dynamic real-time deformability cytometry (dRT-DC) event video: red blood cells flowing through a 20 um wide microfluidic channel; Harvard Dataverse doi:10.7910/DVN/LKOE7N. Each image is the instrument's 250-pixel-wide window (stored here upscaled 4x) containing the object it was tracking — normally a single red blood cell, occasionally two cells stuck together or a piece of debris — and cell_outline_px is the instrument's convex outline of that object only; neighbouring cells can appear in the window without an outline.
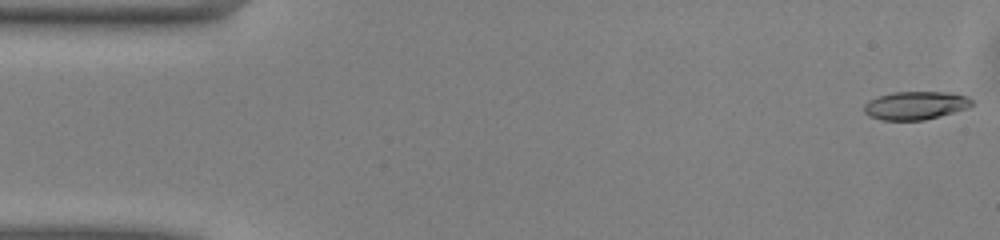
{"species": "common noctule bat (a hibernating species)", "species_latin": "Nyctalus noctula", "temperature_condition": "warm", "stored_images_in_passage": 49, "camera_frame_rate_fps": 3000, "um_per_image_px": 0.085, "animal": {"sex": "male", "body_mass_g": 13.0, "forearm_length_mm": 53.1}, "frame": {"image": 1, "passage_image": 1, "time_ms": 0.0, "image_size_px": [1000, 240], "cell_outline_px": [[976, 104], [968, 108], [924, 120], [880, 120], [868, 116], [864, 112], [864, 104], [868, 100], [892, 92], [956, 92], [968, 96]], "centroid_in_image_um": [77.85, 8.95], "position_along_channel_um": 7.1, "area_um2": 17.98}}
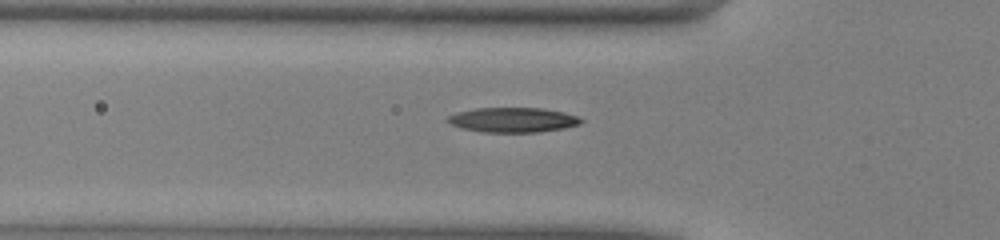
{"frame": {"image": 2, "passage_image": 16, "time_ms": 5.0, "image_size_px": [1000, 240], "cell_outline_px": [[584, 120], [580, 124], [564, 128], [540, 132], [480, 132], [464, 128], [452, 124], [444, 120], [448, 116], [456, 112], [476, 108], [544, 108], [564, 112], [576, 116]], "centroid_in_image_um": [43.6, 10.19], "position_along_channel_um": 82.2, "area_um2": 19.31}}
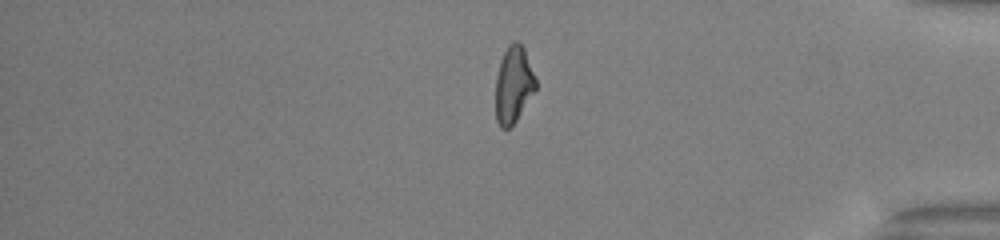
{"frame": {"image": 3, "passage_image": 41, "time_ms": 13.333, "image_size_px": [1000, 240], "cell_outline_px": [[536, 88], [516, 120], [508, 128], [500, 128], [496, 120], [496, 76], [500, 60], [508, 44], [512, 40], [516, 40], [524, 48], [536, 80]], "centroid_in_image_um": [43.63, 7.17], "position_along_channel_um": 391.6, "area_um2": 17.74}, "authors_computed_cell_mechanics": {"area_um2": 18.5538, "velocity_mm_per_s": 4.1018, "shape_relaxation_time_tau1_ms": 6.2321, "shape_relaxation_time_tau2_ms": 10.8602, "deformation_change_tau1": 0.2114, "deformation_change_tau2": 0.2199}}